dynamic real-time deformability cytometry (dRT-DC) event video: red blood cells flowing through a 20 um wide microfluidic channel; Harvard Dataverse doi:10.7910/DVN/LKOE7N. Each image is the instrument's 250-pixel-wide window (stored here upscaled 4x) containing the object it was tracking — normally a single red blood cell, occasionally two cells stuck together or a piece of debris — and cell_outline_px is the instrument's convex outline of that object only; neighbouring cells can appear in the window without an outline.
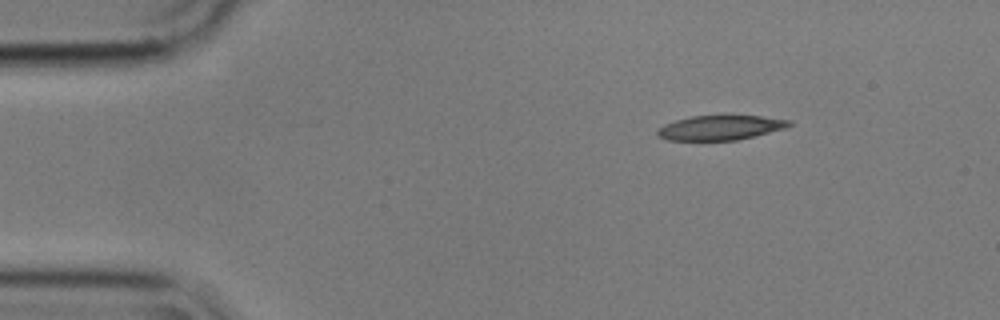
{"species": "common noctule bat (a hibernating species)", "species_latin": "Nyctalus noctula", "temperature_condition": "cold", "stored_images_in_passage": 7, "camera_frame_rate_fps": 3000, "um_per_image_px": 0.085, "animal": {"sex": "male", "body_mass_g": 17.9}, "frame": {"image": 1, "passage_image": 1, "time_ms": 0.0, "image_size_px": [1000, 320], "cell_outline_px": [[792, 124], [788, 128], [736, 140], [668, 140], [656, 136], [656, 132], [664, 124], [676, 120], [692, 116], [760, 116], [792, 120]], "centroid_in_image_um": [61.25, 10.85], "position_along_channel_um": 23.8, "area_um2": 18.84}}
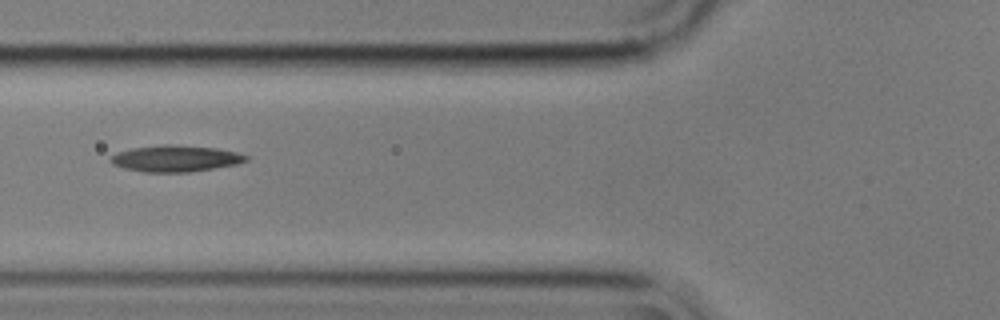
{"frame": {"image": 2, "passage_image": 4, "time_ms": 1.0, "image_size_px": [1000, 320], "cell_outline_px": [[248, 160], [236, 164], [188, 172], [144, 172], [124, 168], [112, 164], [108, 160], [116, 152], [132, 148], [164, 144], [168, 144], [216, 148], [236, 152], [248, 156]], "centroid_in_image_um": [14.87, 13.47], "position_along_channel_um": 110.9, "area_um2": 20.69}}
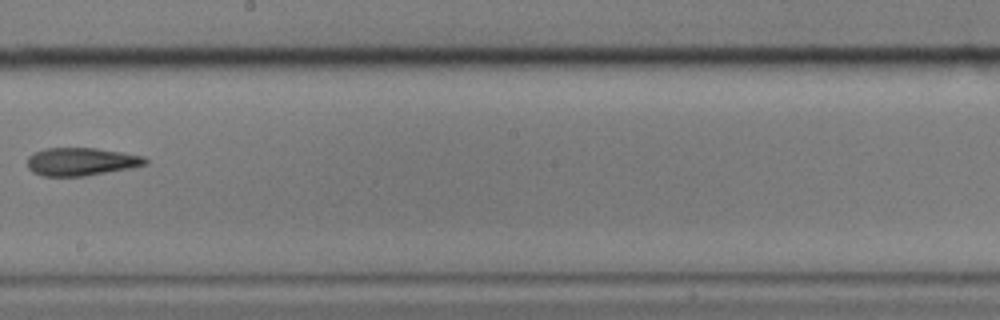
{"frame": {"image": 3, "passage_image": 7, "time_ms": 2.0, "image_size_px": [1000, 320], "cell_outline_px": [[148, 164], [132, 168], [84, 176], [44, 176], [32, 172], [28, 168], [28, 156], [32, 152], [44, 148], [96, 148], [144, 156], [148, 160]], "centroid_in_image_um": [6.89, 13.74], "position_along_channel_um": 241.3, "area_um2": 19.36}}